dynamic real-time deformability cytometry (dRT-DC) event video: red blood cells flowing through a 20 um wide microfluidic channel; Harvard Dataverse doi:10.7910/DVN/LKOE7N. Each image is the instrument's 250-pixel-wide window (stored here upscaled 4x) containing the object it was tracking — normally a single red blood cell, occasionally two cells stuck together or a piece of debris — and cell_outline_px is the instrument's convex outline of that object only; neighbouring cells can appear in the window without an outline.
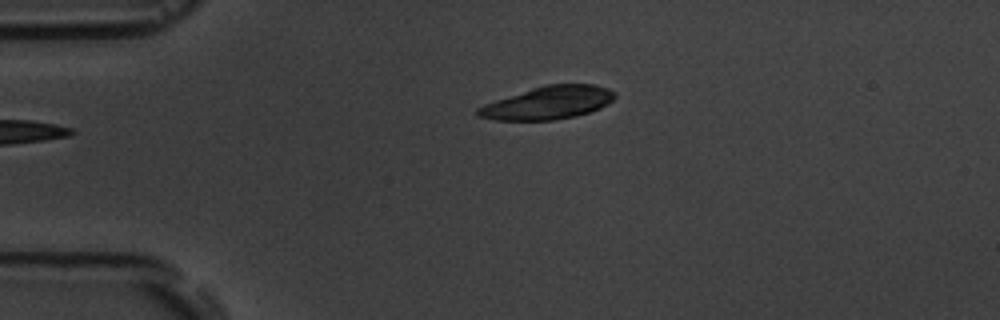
{"species": "common noctule bat (a hibernating species)", "species_latin": "Nyctalus noctula", "temperature_condition": "room temperature", "stored_images_in_passage": 2, "camera_frame_rate_fps": 3000, "um_per_image_px": 0.085, "animal": {"sex": "male", "body_mass_g": 19.5, "forearm_length_mm": 54.6}, "frame": {"image": 1, "passage_image": 2, "time_ms": 1.0, "image_size_px": [1000, 320], "cell_outline_px": [[616, 96], [608, 104], [600, 108], [576, 116], [556, 120], [496, 120], [476, 116], [476, 108], [484, 104], [544, 84], [596, 84], [608, 88], [616, 92]], "centroid_in_image_um": [46.6, 8.73], "position_along_channel_um": 38.4, "area_um2": 26.36}}